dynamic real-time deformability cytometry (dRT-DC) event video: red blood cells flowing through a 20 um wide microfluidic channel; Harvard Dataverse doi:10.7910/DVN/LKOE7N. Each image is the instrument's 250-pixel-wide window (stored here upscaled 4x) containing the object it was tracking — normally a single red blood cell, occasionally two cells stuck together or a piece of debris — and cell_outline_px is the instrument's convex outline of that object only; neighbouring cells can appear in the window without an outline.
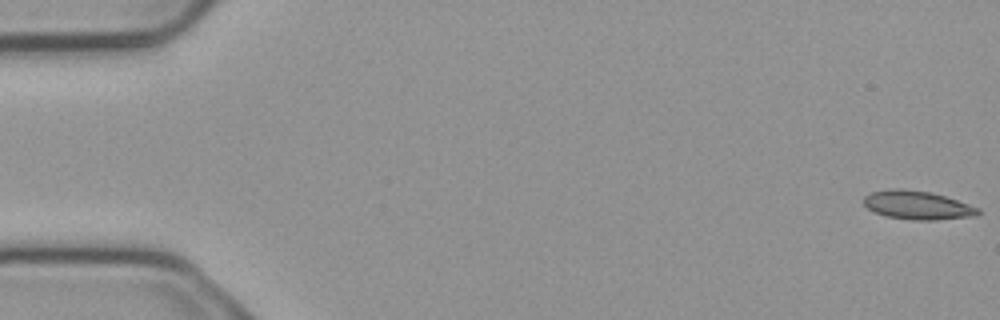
{"species": "common noctule bat (a hibernating species)", "species_latin": "Nyctalus noctula", "temperature_condition": "cold", "stored_images_in_passage": 5, "camera_frame_rate_fps": 3000, "um_per_image_px": 0.085, "animal": {"sex": "male", "body_mass_g": 23.1, "forearm_length_mm": 52.7}, "frame": {"image": 1, "passage_image": 1, "time_ms": 0.0, "image_size_px": [1000, 320], "cell_outline_px": [[980, 212], [976, 216], [936, 220], [912, 220], [884, 216], [872, 212], [864, 204], [864, 196], [872, 192], [928, 192], [944, 196], [980, 208]], "centroid_in_image_um": [78.04, 17.51], "position_along_channel_um": 7.0, "area_um2": 18.15}}